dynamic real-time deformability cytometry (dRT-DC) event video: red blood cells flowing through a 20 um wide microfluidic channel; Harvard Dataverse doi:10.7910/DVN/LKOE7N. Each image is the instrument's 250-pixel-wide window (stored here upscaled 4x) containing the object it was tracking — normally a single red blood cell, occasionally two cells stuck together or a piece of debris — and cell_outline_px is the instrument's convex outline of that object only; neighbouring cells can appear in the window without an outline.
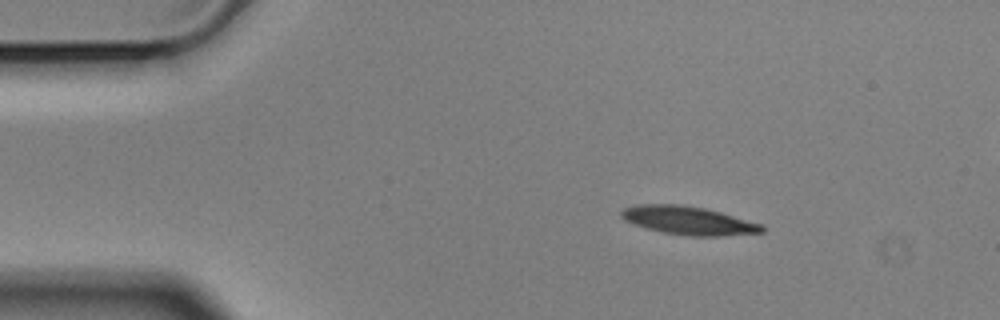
{"species": "Egyptian fruit bat (a non-hibernating species)", "species_latin": "Rousettus aegyptiacus", "temperature_condition": "cold", "stored_images_in_passage": 50, "segment_of_instrument_passage": [1, 2], "camera_frame_rate_fps": 3000, "um_per_image_px": 0.085, "animal": {"sex": "male"}, "frame": {"image": 1, "passage_image": 1, "time_ms": 0.0, "image_size_px": [1000, 320], "cell_outline_px": [[764, 232], [720, 236], [688, 236], [664, 232], [648, 228], [624, 220], [620, 216], [620, 212], [624, 208], [636, 204], [680, 204], [704, 208], [720, 212], [764, 224]], "centroid_in_image_um": [58.54, 18.74], "position_along_channel_um": 26.5, "area_um2": 23.18}}
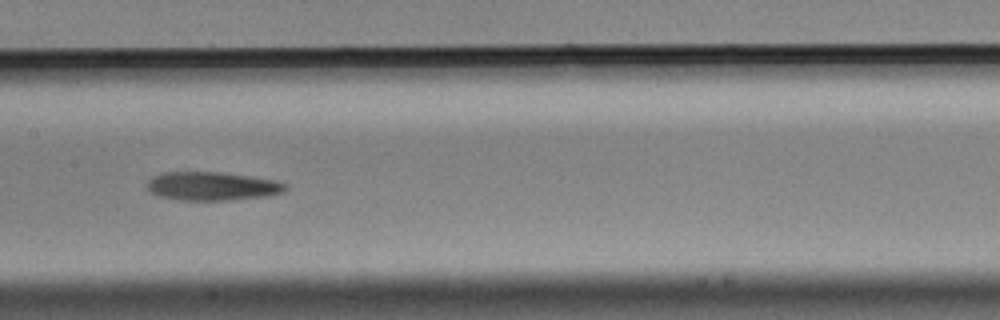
{"frame": {"image": 2, "passage_image": 20, "time_ms": 6.333, "image_size_px": [1000, 320], "cell_outline_px": [[288, 188], [284, 192], [264, 196], [228, 200], [180, 200], [160, 196], [152, 192], [148, 188], [148, 180], [152, 176], [160, 172], [220, 172], [252, 176], [276, 180], [288, 184]], "centroid_in_image_um": [18.06, 15.81], "position_along_channel_um": 189.3, "area_um2": 23.06}}
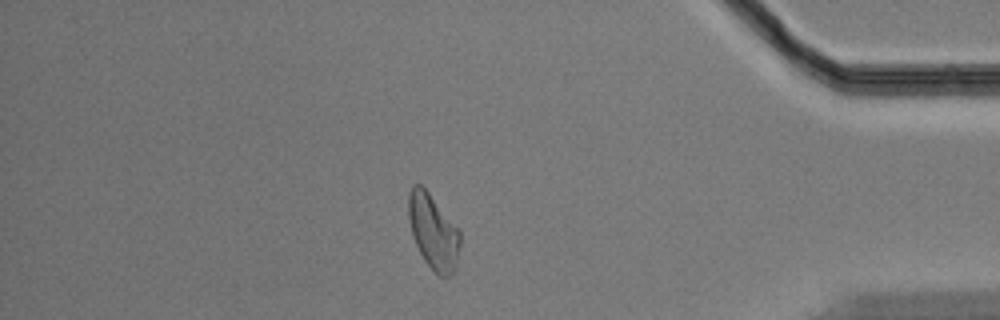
{"frame": {"image": 3, "passage_image": 41, "time_ms": 13.333, "image_size_px": [1000, 320], "cell_outline_px": [[460, 244], [456, 268], [448, 276], [436, 276], [424, 260], [412, 236], [408, 216], [408, 192], [412, 184], [420, 184], [428, 192], [460, 232]], "centroid_in_image_um": [36.8, 19.71], "position_along_channel_um": 398.4, "area_um2": 22.37}}